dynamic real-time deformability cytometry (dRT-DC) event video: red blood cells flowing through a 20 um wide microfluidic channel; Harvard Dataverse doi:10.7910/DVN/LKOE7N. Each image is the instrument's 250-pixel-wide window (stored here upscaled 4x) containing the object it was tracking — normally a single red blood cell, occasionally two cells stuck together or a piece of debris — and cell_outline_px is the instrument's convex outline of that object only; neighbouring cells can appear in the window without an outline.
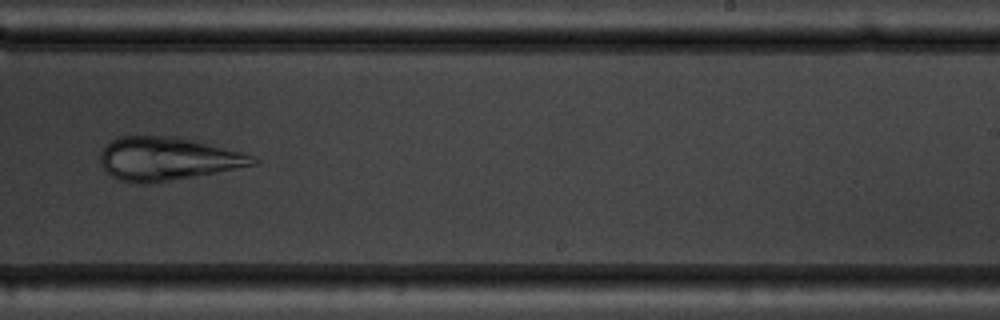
{"species": "common noctule bat (a hibernating species)", "species_latin": "Nyctalus noctula", "temperature_condition": "warm", "stored_images_in_passage": 10, "camera_frame_rate_fps": 3000, "um_per_image_px": 0.085, "animal": {"sex": "male", "body_mass_g": 19.5, "forearm_length_mm": 54.6}, "frame": {"image": 1, "passage_image": 10, "time_ms": 11.0, "image_size_px": [1000, 320], "cell_outline_px": [[260, 160], [256, 164], [156, 184], [140, 184], [120, 180], [112, 176], [104, 168], [100, 160], [100, 152], [112, 140], [120, 136], [180, 136], [256, 156]], "centroid_in_image_um": [14.24, 13.5], "position_along_channel_um": 274.8, "area_um2": 38.61}}